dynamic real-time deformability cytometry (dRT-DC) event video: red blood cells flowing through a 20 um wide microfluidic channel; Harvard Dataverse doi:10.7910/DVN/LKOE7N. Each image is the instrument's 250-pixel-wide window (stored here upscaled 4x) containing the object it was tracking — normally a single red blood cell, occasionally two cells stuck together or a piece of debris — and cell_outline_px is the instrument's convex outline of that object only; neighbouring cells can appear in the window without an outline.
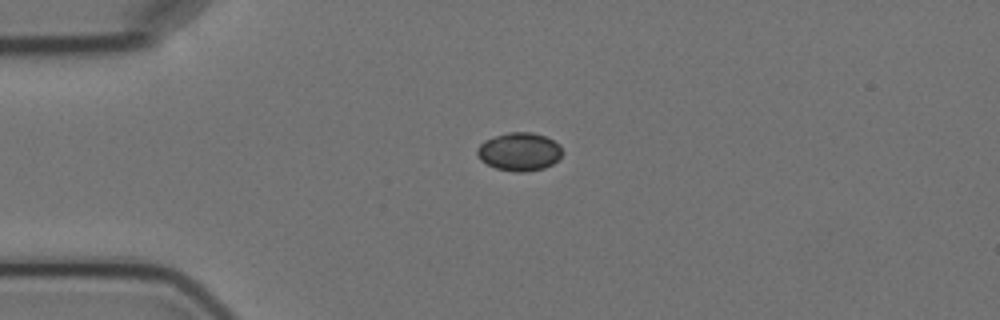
{"species": "Egyptian fruit bat (a non-hibernating species)", "species_latin": "Rousettus aegyptiacus", "temperature_condition": "cold", "stored_images_in_passage": 3, "camera_frame_rate_fps": 3000, "um_per_image_px": 0.085, "animal": {"sex": "female"}, "frame": {"image": 1, "passage_image": 1, "time_ms": 0.0, "image_size_px": [1000, 320], "cell_outline_px": [[564, 152], [552, 164], [544, 168], [524, 172], [516, 172], [496, 168], [480, 160], [476, 152], [476, 148], [484, 140], [508, 132], [532, 132], [544, 136], [560, 144]], "centroid_in_image_um": [44.14, 12.89], "position_along_channel_um": 40.9, "area_um2": 18.96}}
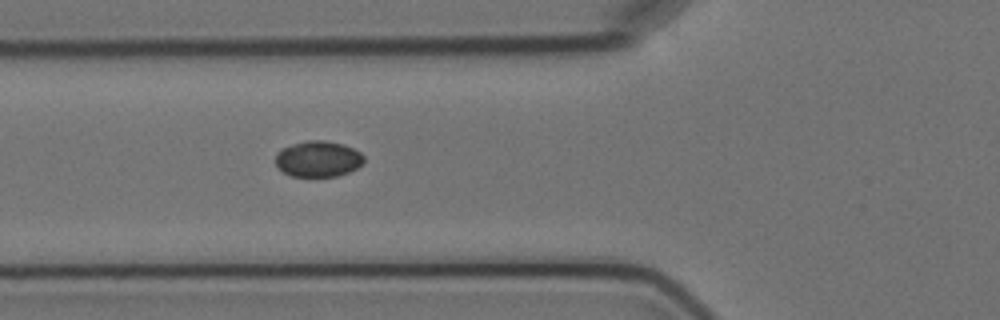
{"frame": {"image": 2, "passage_image": 3, "time_ms": 2.333, "image_size_px": [1000, 320], "cell_outline_px": [[364, 164], [348, 172], [336, 176], [292, 176], [284, 172], [276, 164], [276, 152], [280, 148], [292, 144], [308, 140], [324, 140], [344, 144], [360, 152], [364, 156]], "centroid_in_image_um": [27.05, 13.49], "position_along_channel_um": 98.8, "area_um2": 18.55}}